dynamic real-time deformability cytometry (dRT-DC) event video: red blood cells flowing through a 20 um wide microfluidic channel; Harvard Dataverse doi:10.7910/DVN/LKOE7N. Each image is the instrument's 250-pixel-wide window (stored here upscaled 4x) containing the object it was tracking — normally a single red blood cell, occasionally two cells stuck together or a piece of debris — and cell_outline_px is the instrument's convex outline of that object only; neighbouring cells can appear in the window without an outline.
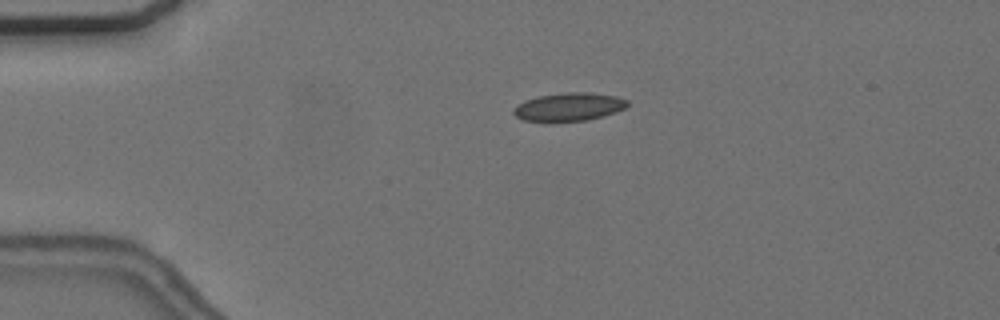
{"species": "common noctule bat (a hibernating species)", "species_latin": "Nyctalus noctula", "temperature_condition": "cold", "stored_images_in_passage": 5, "camera_frame_rate_fps": 3000, "um_per_image_px": 0.085, "animal": {"sex": "female", "body_mass_g": 24.6, "forearm_length_mm": 56.2}, "frame": {"image": 1, "passage_image": 4, "time_ms": 3.333, "image_size_px": [1000, 320], "cell_outline_px": [[628, 104], [624, 108], [616, 112], [604, 116], [588, 120], [524, 120], [516, 116], [512, 112], [512, 108], [516, 104], [524, 100], [536, 96], [568, 92], [588, 92], [616, 96], [628, 100]], "centroid_in_image_um": [48.35, 9.06], "position_along_channel_um": 36.7, "area_um2": 18.55}}